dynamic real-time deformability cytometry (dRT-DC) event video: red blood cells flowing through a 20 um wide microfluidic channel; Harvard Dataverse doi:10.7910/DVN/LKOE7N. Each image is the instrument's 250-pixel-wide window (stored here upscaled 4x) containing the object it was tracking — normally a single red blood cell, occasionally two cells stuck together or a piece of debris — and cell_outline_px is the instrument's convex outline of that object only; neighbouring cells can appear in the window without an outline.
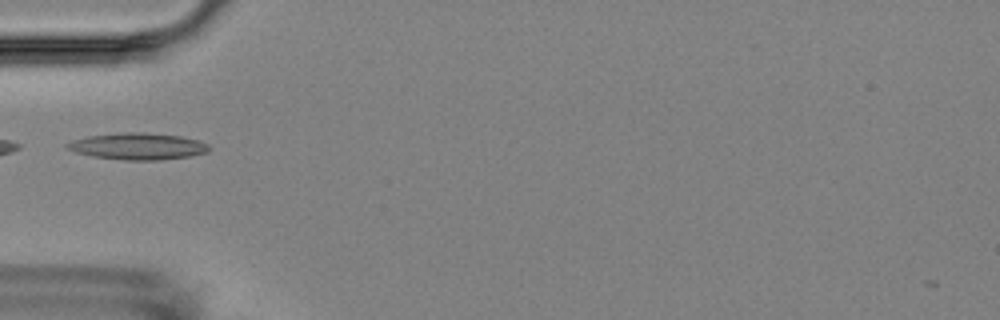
{"species": "Egyptian fruit bat (a non-hibernating species)", "species_latin": "Rousettus aegyptiacus", "temperature_condition": "room temperature", "stored_images_in_passage": 2, "camera_frame_rate_fps": 3000, "um_per_image_px": 0.085, "animal": {"sex": "female"}, "frame": {"image": 1, "passage_image": 2, "time_ms": 1.0, "image_size_px": [1000, 320], "cell_outline_px": [[212, 148], [208, 152], [188, 156], [160, 160], [124, 160], [92, 156], [76, 152], [64, 148], [64, 144], [72, 140], [88, 136], [120, 132], [140, 132], [180, 136], [200, 140], [208, 144]], "centroid_in_image_um": [11.7, 12.43], "position_along_channel_um": 73.3, "area_um2": 22.2}}